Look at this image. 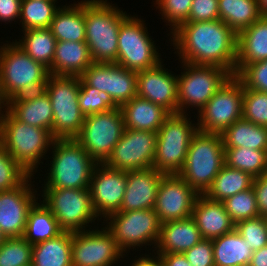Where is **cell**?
Returning <instances> with one entry per match:
<instances>
[{
	"mask_svg": "<svg viewBox=\"0 0 267 266\" xmlns=\"http://www.w3.org/2000/svg\"><path fill=\"white\" fill-rule=\"evenodd\" d=\"M71 254L72 266H114L126 256L106 227L72 232Z\"/></svg>",
	"mask_w": 267,
	"mask_h": 266,
	"instance_id": "2e32d148",
	"label": "cell"
},
{
	"mask_svg": "<svg viewBox=\"0 0 267 266\" xmlns=\"http://www.w3.org/2000/svg\"><path fill=\"white\" fill-rule=\"evenodd\" d=\"M243 84L232 75L197 113V129L221 135L243 115Z\"/></svg>",
	"mask_w": 267,
	"mask_h": 266,
	"instance_id": "4fadbf2b",
	"label": "cell"
},
{
	"mask_svg": "<svg viewBox=\"0 0 267 266\" xmlns=\"http://www.w3.org/2000/svg\"><path fill=\"white\" fill-rule=\"evenodd\" d=\"M62 232L52 212L37 201L28 213L24 239L34 245L52 239Z\"/></svg>",
	"mask_w": 267,
	"mask_h": 266,
	"instance_id": "836d02e7",
	"label": "cell"
},
{
	"mask_svg": "<svg viewBox=\"0 0 267 266\" xmlns=\"http://www.w3.org/2000/svg\"><path fill=\"white\" fill-rule=\"evenodd\" d=\"M105 219L107 230L123 253L144 245L153 244L154 248L160 238L161 223L154 209L115 212Z\"/></svg>",
	"mask_w": 267,
	"mask_h": 266,
	"instance_id": "30bf717a",
	"label": "cell"
},
{
	"mask_svg": "<svg viewBox=\"0 0 267 266\" xmlns=\"http://www.w3.org/2000/svg\"><path fill=\"white\" fill-rule=\"evenodd\" d=\"M144 22L143 19L130 15L119 29L115 63L134 72L150 69L161 62V55Z\"/></svg>",
	"mask_w": 267,
	"mask_h": 266,
	"instance_id": "8fae6325",
	"label": "cell"
},
{
	"mask_svg": "<svg viewBox=\"0 0 267 266\" xmlns=\"http://www.w3.org/2000/svg\"><path fill=\"white\" fill-rule=\"evenodd\" d=\"M50 171L43 188H89L97 164L75 139H54Z\"/></svg>",
	"mask_w": 267,
	"mask_h": 266,
	"instance_id": "5b68a950",
	"label": "cell"
},
{
	"mask_svg": "<svg viewBox=\"0 0 267 266\" xmlns=\"http://www.w3.org/2000/svg\"><path fill=\"white\" fill-rule=\"evenodd\" d=\"M0 266H32V245L24 237H7L0 246Z\"/></svg>",
	"mask_w": 267,
	"mask_h": 266,
	"instance_id": "ab89813d",
	"label": "cell"
},
{
	"mask_svg": "<svg viewBox=\"0 0 267 266\" xmlns=\"http://www.w3.org/2000/svg\"><path fill=\"white\" fill-rule=\"evenodd\" d=\"M159 255L163 261L164 266H192L184 254L179 253H165V254H155Z\"/></svg>",
	"mask_w": 267,
	"mask_h": 266,
	"instance_id": "f5cc1de1",
	"label": "cell"
},
{
	"mask_svg": "<svg viewBox=\"0 0 267 266\" xmlns=\"http://www.w3.org/2000/svg\"><path fill=\"white\" fill-rule=\"evenodd\" d=\"M157 133L125 128L106 166L123 171H135L153 167Z\"/></svg>",
	"mask_w": 267,
	"mask_h": 266,
	"instance_id": "9a60e30c",
	"label": "cell"
},
{
	"mask_svg": "<svg viewBox=\"0 0 267 266\" xmlns=\"http://www.w3.org/2000/svg\"><path fill=\"white\" fill-rule=\"evenodd\" d=\"M221 137L224 147L267 150V127L256 125L243 118L229 126Z\"/></svg>",
	"mask_w": 267,
	"mask_h": 266,
	"instance_id": "1f68e13d",
	"label": "cell"
},
{
	"mask_svg": "<svg viewBox=\"0 0 267 266\" xmlns=\"http://www.w3.org/2000/svg\"><path fill=\"white\" fill-rule=\"evenodd\" d=\"M252 188L256 196L259 216L267 217V173L254 178Z\"/></svg>",
	"mask_w": 267,
	"mask_h": 266,
	"instance_id": "f907efd6",
	"label": "cell"
},
{
	"mask_svg": "<svg viewBox=\"0 0 267 266\" xmlns=\"http://www.w3.org/2000/svg\"><path fill=\"white\" fill-rule=\"evenodd\" d=\"M224 165L221 135L198 130L192 136L185 164L178 174L199 195H204Z\"/></svg>",
	"mask_w": 267,
	"mask_h": 266,
	"instance_id": "277c9868",
	"label": "cell"
},
{
	"mask_svg": "<svg viewBox=\"0 0 267 266\" xmlns=\"http://www.w3.org/2000/svg\"><path fill=\"white\" fill-rule=\"evenodd\" d=\"M267 59V16H262L238 34L235 75L253 62Z\"/></svg>",
	"mask_w": 267,
	"mask_h": 266,
	"instance_id": "4316f807",
	"label": "cell"
},
{
	"mask_svg": "<svg viewBox=\"0 0 267 266\" xmlns=\"http://www.w3.org/2000/svg\"><path fill=\"white\" fill-rule=\"evenodd\" d=\"M7 239V237L4 235V233L0 230V246L3 244V242Z\"/></svg>",
	"mask_w": 267,
	"mask_h": 266,
	"instance_id": "680465c9",
	"label": "cell"
},
{
	"mask_svg": "<svg viewBox=\"0 0 267 266\" xmlns=\"http://www.w3.org/2000/svg\"><path fill=\"white\" fill-rule=\"evenodd\" d=\"M30 176L0 145V192L20 186Z\"/></svg>",
	"mask_w": 267,
	"mask_h": 266,
	"instance_id": "b9f144b4",
	"label": "cell"
},
{
	"mask_svg": "<svg viewBox=\"0 0 267 266\" xmlns=\"http://www.w3.org/2000/svg\"><path fill=\"white\" fill-rule=\"evenodd\" d=\"M49 70L33 60L14 41L0 46V85L8 101L27 84L48 82Z\"/></svg>",
	"mask_w": 267,
	"mask_h": 266,
	"instance_id": "5bb4252c",
	"label": "cell"
},
{
	"mask_svg": "<svg viewBox=\"0 0 267 266\" xmlns=\"http://www.w3.org/2000/svg\"><path fill=\"white\" fill-rule=\"evenodd\" d=\"M48 82L27 84L18 90L8 102H29L41 98L46 94Z\"/></svg>",
	"mask_w": 267,
	"mask_h": 266,
	"instance_id": "681fc988",
	"label": "cell"
},
{
	"mask_svg": "<svg viewBox=\"0 0 267 266\" xmlns=\"http://www.w3.org/2000/svg\"><path fill=\"white\" fill-rule=\"evenodd\" d=\"M225 165L256 178L267 173V150L224 147Z\"/></svg>",
	"mask_w": 267,
	"mask_h": 266,
	"instance_id": "8d00e7d4",
	"label": "cell"
},
{
	"mask_svg": "<svg viewBox=\"0 0 267 266\" xmlns=\"http://www.w3.org/2000/svg\"><path fill=\"white\" fill-rule=\"evenodd\" d=\"M202 238L195 219L190 216L181 220L161 224L160 238L156 245V254L179 253L191 249Z\"/></svg>",
	"mask_w": 267,
	"mask_h": 266,
	"instance_id": "cb8c5ba5",
	"label": "cell"
},
{
	"mask_svg": "<svg viewBox=\"0 0 267 266\" xmlns=\"http://www.w3.org/2000/svg\"><path fill=\"white\" fill-rule=\"evenodd\" d=\"M169 35L180 62L215 65L235 75L238 35L220 19L185 22Z\"/></svg>",
	"mask_w": 267,
	"mask_h": 266,
	"instance_id": "6da1fadb",
	"label": "cell"
},
{
	"mask_svg": "<svg viewBox=\"0 0 267 266\" xmlns=\"http://www.w3.org/2000/svg\"><path fill=\"white\" fill-rule=\"evenodd\" d=\"M260 10L264 16H267V0H258Z\"/></svg>",
	"mask_w": 267,
	"mask_h": 266,
	"instance_id": "6f0895ef",
	"label": "cell"
},
{
	"mask_svg": "<svg viewBox=\"0 0 267 266\" xmlns=\"http://www.w3.org/2000/svg\"><path fill=\"white\" fill-rule=\"evenodd\" d=\"M253 180L250 174L224 165L204 195L212 201L223 202L230 196L252 188Z\"/></svg>",
	"mask_w": 267,
	"mask_h": 266,
	"instance_id": "e575fe53",
	"label": "cell"
},
{
	"mask_svg": "<svg viewBox=\"0 0 267 266\" xmlns=\"http://www.w3.org/2000/svg\"><path fill=\"white\" fill-rule=\"evenodd\" d=\"M156 8L159 11L162 19L170 26V32L175 31L181 24L189 22V13L192 0H156Z\"/></svg>",
	"mask_w": 267,
	"mask_h": 266,
	"instance_id": "f6af8a7d",
	"label": "cell"
},
{
	"mask_svg": "<svg viewBox=\"0 0 267 266\" xmlns=\"http://www.w3.org/2000/svg\"><path fill=\"white\" fill-rule=\"evenodd\" d=\"M24 36L15 44L33 60L40 62L48 69L52 66L56 38L50 28H38L23 31Z\"/></svg>",
	"mask_w": 267,
	"mask_h": 266,
	"instance_id": "d590c367",
	"label": "cell"
},
{
	"mask_svg": "<svg viewBox=\"0 0 267 266\" xmlns=\"http://www.w3.org/2000/svg\"><path fill=\"white\" fill-rule=\"evenodd\" d=\"M78 101L85 117L119 108L109 94L89 86L81 77Z\"/></svg>",
	"mask_w": 267,
	"mask_h": 266,
	"instance_id": "f35d334b",
	"label": "cell"
},
{
	"mask_svg": "<svg viewBox=\"0 0 267 266\" xmlns=\"http://www.w3.org/2000/svg\"><path fill=\"white\" fill-rule=\"evenodd\" d=\"M31 179L32 175L20 186L0 192V230L6 237H22L25 233L28 213L38 201Z\"/></svg>",
	"mask_w": 267,
	"mask_h": 266,
	"instance_id": "ffe728a7",
	"label": "cell"
},
{
	"mask_svg": "<svg viewBox=\"0 0 267 266\" xmlns=\"http://www.w3.org/2000/svg\"><path fill=\"white\" fill-rule=\"evenodd\" d=\"M183 254L192 266H215L212 240L201 239Z\"/></svg>",
	"mask_w": 267,
	"mask_h": 266,
	"instance_id": "7dc6e473",
	"label": "cell"
},
{
	"mask_svg": "<svg viewBox=\"0 0 267 266\" xmlns=\"http://www.w3.org/2000/svg\"><path fill=\"white\" fill-rule=\"evenodd\" d=\"M7 110L19 121L48 130L52 135L53 108L46 93L29 102H8Z\"/></svg>",
	"mask_w": 267,
	"mask_h": 266,
	"instance_id": "d6a6232c",
	"label": "cell"
},
{
	"mask_svg": "<svg viewBox=\"0 0 267 266\" xmlns=\"http://www.w3.org/2000/svg\"><path fill=\"white\" fill-rule=\"evenodd\" d=\"M127 171L113 169L97 163L92 171L89 191L93 209L105 220L110 214L120 211L124 198Z\"/></svg>",
	"mask_w": 267,
	"mask_h": 266,
	"instance_id": "ac0fdd59",
	"label": "cell"
},
{
	"mask_svg": "<svg viewBox=\"0 0 267 266\" xmlns=\"http://www.w3.org/2000/svg\"><path fill=\"white\" fill-rule=\"evenodd\" d=\"M53 141L48 130L23 123L8 110L2 117L1 145L32 176Z\"/></svg>",
	"mask_w": 267,
	"mask_h": 266,
	"instance_id": "3957f363",
	"label": "cell"
},
{
	"mask_svg": "<svg viewBox=\"0 0 267 266\" xmlns=\"http://www.w3.org/2000/svg\"><path fill=\"white\" fill-rule=\"evenodd\" d=\"M55 2L57 0H22L19 18L22 31L50 28L55 13L60 8Z\"/></svg>",
	"mask_w": 267,
	"mask_h": 266,
	"instance_id": "74e56055",
	"label": "cell"
},
{
	"mask_svg": "<svg viewBox=\"0 0 267 266\" xmlns=\"http://www.w3.org/2000/svg\"><path fill=\"white\" fill-rule=\"evenodd\" d=\"M242 118L267 127V92L244 88Z\"/></svg>",
	"mask_w": 267,
	"mask_h": 266,
	"instance_id": "ee69618b",
	"label": "cell"
},
{
	"mask_svg": "<svg viewBox=\"0 0 267 266\" xmlns=\"http://www.w3.org/2000/svg\"><path fill=\"white\" fill-rule=\"evenodd\" d=\"M199 194L179 174H165L160 182L154 211L160 223L192 216Z\"/></svg>",
	"mask_w": 267,
	"mask_h": 266,
	"instance_id": "d6986e66",
	"label": "cell"
},
{
	"mask_svg": "<svg viewBox=\"0 0 267 266\" xmlns=\"http://www.w3.org/2000/svg\"><path fill=\"white\" fill-rule=\"evenodd\" d=\"M188 114H171L157 131L153 168L164 174H178L186 160L197 123Z\"/></svg>",
	"mask_w": 267,
	"mask_h": 266,
	"instance_id": "52a82bcc",
	"label": "cell"
},
{
	"mask_svg": "<svg viewBox=\"0 0 267 266\" xmlns=\"http://www.w3.org/2000/svg\"><path fill=\"white\" fill-rule=\"evenodd\" d=\"M248 266H267V245L259 250L253 251Z\"/></svg>",
	"mask_w": 267,
	"mask_h": 266,
	"instance_id": "11a10c76",
	"label": "cell"
},
{
	"mask_svg": "<svg viewBox=\"0 0 267 266\" xmlns=\"http://www.w3.org/2000/svg\"><path fill=\"white\" fill-rule=\"evenodd\" d=\"M72 232L32 245V266H72Z\"/></svg>",
	"mask_w": 267,
	"mask_h": 266,
	"instance_id": "f1b7e54d",
	"label": "cell"
},
{
	"mask_svg": "<svg viewBox=\"0 0 267 266\" xmlns=\"http://www.w3.org/2000/svg\"><path fill=\"white\" fill-rule=\"evenodd\" d=\"M107 0H85L86 44L93 62L115 63L121 24L129 14Z\"/></svg>",
	"mask_w": 267,
	"mask_h": 266,
	"instance_id": "7a4b0ae2",
	"label": "cell"
},
{
	"mask_svg": "<svg viewBox=\"0 0 267 266\" xmlns=\"http://www.w3.org/2000/svg\"><path fill=\"white\" fill-rule=\"evenodd\" d=\"M219 20L218 0H192L189 22Z\"/></svg>",
	"mask_w": 267,
	"mask_h": 266,
	"instance_id": "c3c4849f",
	"label": "cell"
},
{
	"mask_svg": "<svg viewBox=\"0 0 267 266\" xmlns=\"http://www.w3.org/2000/svg\"><path fill=\"white\" fill-rule=\"evenodd\" d=\"M41 201L54 215L60 228L68 232L87 230L99 217L96 215L91 201L89 188H42ZM87 227V228H86Z\"/></svg>",
	"mask_w": 267,
	"mask_h": 266,
	"instance_id": "9c48e42d",
	"label": "cell"
},
{
	"mask_svg": "<svg viewBox=\"0 0 267 266\" xmlns=\"http://www.w3.org/2000/svg\"><path fill=\"white\" fill-rule=\"evenodd\" d=\"M73 4L64 5L55 13L50 30L56 41L86 42L85 0Z\"/></svg>",
	"mask_w": 267,
	"mask_h": 266,
	"instance_id": "83f0119b",
	"label": "cell"
},
{
	"mask_svg": "<svg viewBox=\"0 0 267 266\" xmlns=\"http://www.w3.org/2000/svg\"><path fill=\"white\" fill-rule=\"evenodd\" d=\"M145 256V257H144ZM150 255H143L140 258L138 257V259H134V263H132L131 266H164L162 259L160 258L159 255L157 256H150ZM155 257V258H154Z\"/></svg>",
	"mask_w": 267,
	"mask_h": 266,
	"instance_id": "db71d44e",
	"label": "cell"
},
{
	"mask_svg": "<svg viewBox=\"0 0 267 266\" xmlns=\"http://www.w3.org/2000/svg\"><path fill=\"white\" fill-rule=\"evenodd\" d=\"M120 110L123 114L125 128L155 133L171 115L164 107L139 96L122 104Z\"/></svg>",
	"mask_w": 267,
	"mask_h": 266,
	"instance_id": "d4e9b609",
	"label": "cell"
},
{
	"mask_svg": "<svg viewBox=\"0 0 267 266\" xmlns=\"http://www.w3.org/2000/svg\"><path fill=\"white\" fill-rule=\"evenodd\" d=\"M165 174L155 168L127 171L124 198L118 212L153 209Z\"/></svg>",
	"mask_w": 267,
	"mask_h": 266,
	"instance_id": "7402d4cb",
	"label": "cell"
},
{
	"mask_svg": "<svg viewBox=\"0 0 267 266\" xmlns=\"http://www.w3.org/2000/svg\"><path fill=\"white\" fill-rule=\"evenodd\" d=\"M93 63L86 42L56 41L50 74L78 76Z\"/></svg>",
	"mask_w": 267,
	"mask_h": 266,
	"instance_id": "484cf974",
	"label": "cell"
},
{
	"mask_svg": "<svg viewBox=\"0 0 267 266\" xmlns=\"http://www.w3.org/2000/svg\"><path fill=\"white\" fill-rule=\"evenodd\" d=\"M162 62L137 72V96L164 107L171 114L178 113V75L167 71Z\"/></svg>",
	"mask_w": 267,
	"mask_h": 266,
	"instance_id": "44dd1931",
	"label": "cell"
},
{
	"mask_svg": "<svg viewBox=\"0 0 267 266\" xmlns=\"http://www.w3.org/2000/svg\"><path fill=\"white\" fill-rule=\"evenodd\" d=\"M80 77L89 86L109 94L119 107L137 96V72L116 63L93 62Z\"/></svg>",
	"mask_w": 267,
	"mask_h": 266,
	"instance_id": "e0dca14e",
	"label": "cell"
},
{
	"mask_svg": "<svg viewBox=\"0 0 267 266\" xmlns=\"http://www.w3.org/2000/svg\"><path fill=\"white\" fill-rule=\"evenodd\" d=\"M219 19L237 35L263 16L258 0H218Z\"/></svg>",
	"mask_w": 267,
	"mask_h": 266,
	"instance_id": "4dcf8cb0",
	"label": "cell"
},
{
	"mask_svg": "<svg viewBox=\"0 0 267 266\" xmlns=\"http://www.w3.org/2000/svg\"><path fill=\"white\" fill-rule=\"evenodd\" d=\"M235 230L244 239L252 251L267 245V217L257 216L241 220L235 224Z\"/></svg>",
	"mask_w": 267,
	"mask_h": 266,
	"instance_id": "7bdbcfd3",
	"label": "cell"
},
{
	"mask_svg": "<svg viewBox=\"0 0 267 266\" xmlns=\"http://www.w3.org/2000/svg\"><path fill=\"white\" fill-rule=\"evenodd\" d=\"M1 125H2V117H0V145H1Z\"/></svg>",
	"mask_w": 267,
	"mask_h": 266,
	"instance_id": "91938a15",
	"label": "cell"
},
{
	"mask_svg": "<svg viewBox=\"0 0 267 266\" xmlns=\"http://www.w3.org/2000/svg\"><path fill=\"white\" fill-rule=\"evenodd\" d=\"M215 266H248L253 251L234 229L212 240Z\"/></svg>",
	"mask_w": 267,
	"mask_h": 266,
	"instance_id": "f546056e",
	"label": "cell"
},
{
	"mask_svg": "<svg viewBox=\"0 0 267 266\" xmlns=\"http://www.w3.org/2000/svg\"><path fill=\"white\" fill-rule=\"evenodd\" d=\"M226 212L236 224L241 220H247L259 216L256 196L253 188L241 191L223 201Z\"/></svg>",
	"mask_w": 267,
	"mask_h": 266,
	"instance_id": "60d3db41",
	"label": "cell"
},
{
	"mask_svg": "<svg viewBox=\"0 0 267 266\" xmlns=\"http://www.w3.org/2000/svg\"><path fill=\"white\" fill-rule=\"evenodd\" d=\"M80 77L50 74L47 91L53 108L54 139H74L85 116L79 106Z\"/></svg>",
	"mask_w": 267,
	"mask_h": 266,
	"instance_id": "8992f818",
	"label": "cell"
},
{
	"mask_svg": "<svg viewBox=\"0 0 267 266\" xmlns=\"http://www.w3.org/2000/svg\"><path fill=\"white\" fill-rule=\"evenodd\" d=\"M192 217L203 239L213 240L235 229V223L226 212L223 202L199 195L194 203Z\"/></svg>",
	"mask_w": 267,
	"mask_h": 266,
	"instance_id": "603a6c76",
	"label": "cell"
},
{
	"mask_svg": "<svg viewBox=\"0 0 267 266\" xmlns=\"http://www.w3.org/2000/svg\"><path fill=\"white\" fill-rule=\"evenodd\" d=\"M180 63L184 70L181 76L178 75V113L181 114H187L189 106L198 108L199 113L232 76L228 70L219 66Z\"/></svg>",
	"mask_w": 267,
	"mask_h": 266,
	"instance_id": "ba28073f",
	"label": "cell"
},
{
	"mask_svg": "<svg viewBox=\"0 0 267 266\" xmlns=\"http://www.w3.org/2000/svg\"><path fill=\"white\" fill-rule=\"evenodd\" d=\"M125 130L120 107L86 116L74 138L96 163H104Z\"/></svg>",
	"mask_w": 267,
	"mask_h": 266,
	"instance_id": "7c38bea8",
	"label": "cell"
},
{
	"mask_svg": "<svg viewBox=\"0 0 267 266\" xmlns=\"http://www.w3.org/2000/svg\"><path fill=\"white\" fill-rule=\"evenodd\" d=\"M21 1L22 0H0V21L8 24V22L19 19Z\"/></svg>",
	"mask_w": 267,
	"mask_h": 266,
	"instance_id": "816d5d0a",
	"label": "cell"
},
{
	"mask_svg": "<svg viewBox=\"0 0 267 266\" xmlns=\"http://www.w3.org/2000/svg\"><path fill=\"white\" fill-rule=\"evenodd\" d=\"M7 107H8V101L4 97L2 90H1V85H0V117L4 116V114H5L4 112L7 111ZM3 108H5V109H3Z\"/></svg>",
	"mask_w": 267,
	"mask_h": 266,
	"instance_id": "9f6ffc18",
	"label": "cell"
},
{
	"mask_svg": "<svg viewBox=\"0 0 267 266\" xmlns=\"http://www.w3.org/2000/svg\"><path fill=\"white\" fill-rule=\"evenodd\" d=\"M235 76L243 88L267 92V59L245 65Z\"/></svg>",
	"mask_w": 267,
	"mask_h": 266,
	"instance_id": "bcb514c9",
	"label": "cell"
}]
</instances>
